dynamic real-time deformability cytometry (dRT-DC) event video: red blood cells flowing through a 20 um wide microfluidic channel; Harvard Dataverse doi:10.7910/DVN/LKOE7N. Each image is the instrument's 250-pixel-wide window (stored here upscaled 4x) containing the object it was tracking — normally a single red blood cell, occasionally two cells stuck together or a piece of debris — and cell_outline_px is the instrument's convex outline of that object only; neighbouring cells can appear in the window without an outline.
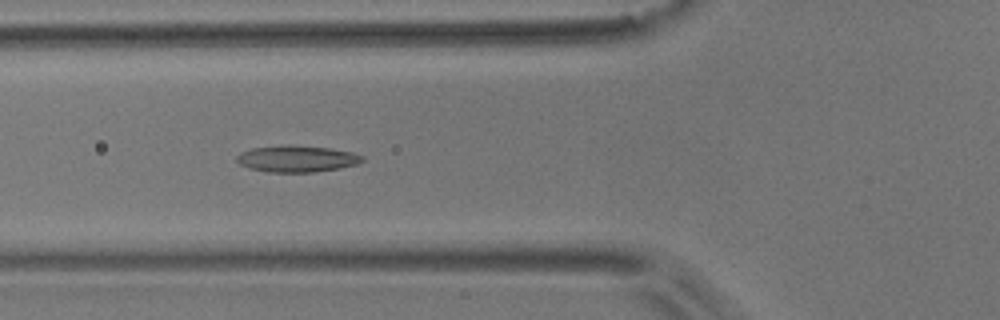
{"species": "common noctule bat (a hibernating species)", "species_latin": "Nyctalus noctula", "temperature_condition": "room temperature", "stored_images_in_passage": 45, "camera_frame_rate_fps": 3000, "um_per_image_px": 0.085, "animal": {"sex": "male", "body_mass_g": 17.9}, "frame": {"image": 1, "passage_image": 11, "time_ms": 3.333, "image_size_px": [1000, 320], "cell_outline_px": [[364, 160], [356, 164], [340, 168], [312, 172], [268, 172], [248, 168], [240, 164], [236, 160], [236, 156], [240, 152], [252, 148], [280, 144], [328, 148], [352, 152], [364, 156]], "centroid_in_image_um": [25.19, 13.49], "position_along_channel_um": 100.6, "area_um2": 19.48}}
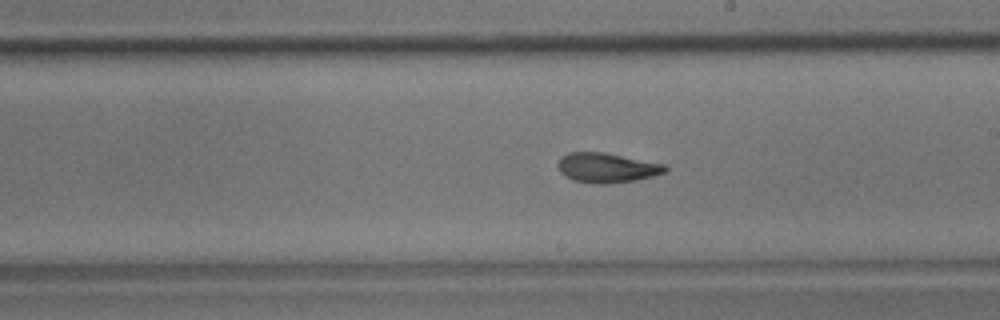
{"frame": {"image": 2, "passage_image": 22, "time_ms": 7.0, "image_size_px": [1000, 320], "cell_outline_px": [[668, 168], [664, 172], [652, 176], [636, 180], [608, 184], [596, 184], [572, 180], [564, 176], [560, 172], [556, 164], [568, 152], [604, 152], [664, 164]], "centroid_in_image_um": [51.55, 14.27], "position_along_channel_um": 237.5, "area_um2": 18.55}}
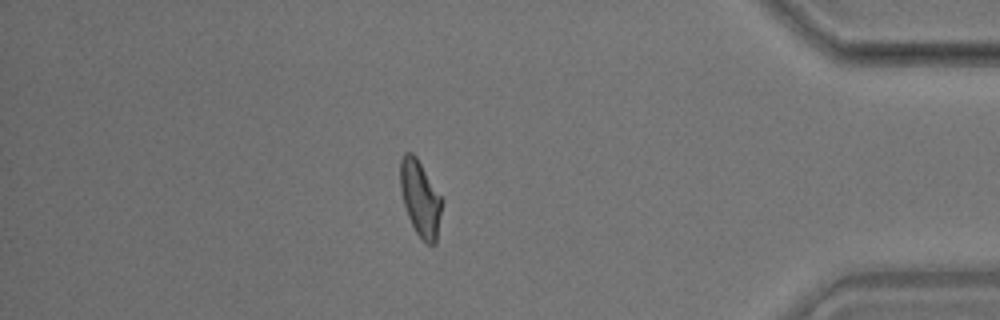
{"frame": {"image": 3, "passage_image": 38, "time_ms": 12.333, "image_size_px": [1000, 320], "cell_outline_px": [[444, 200], [436, 244], [428, 244], [416, 232], [408, 216], [404, 204], [400, 188], [400, 160], [404, 152], [412, 152], [416, 156]], "centroid_in_image_um": [35.74, 16.85], "position_along_channel_um": 399.5, "area_um2": 18.5}, "authors_computed_cell_mechanics": {"area_um2": 18.5538, "velocity_mm_per_s": 3.7245, "shape_relaxation_time_tau1_ms": 8.841, "shape_relaxation_time_tau2_ms": 2.9847, "deformation_change_tau1": 0.1995, "deformation_change_tau2": 0.1091}}